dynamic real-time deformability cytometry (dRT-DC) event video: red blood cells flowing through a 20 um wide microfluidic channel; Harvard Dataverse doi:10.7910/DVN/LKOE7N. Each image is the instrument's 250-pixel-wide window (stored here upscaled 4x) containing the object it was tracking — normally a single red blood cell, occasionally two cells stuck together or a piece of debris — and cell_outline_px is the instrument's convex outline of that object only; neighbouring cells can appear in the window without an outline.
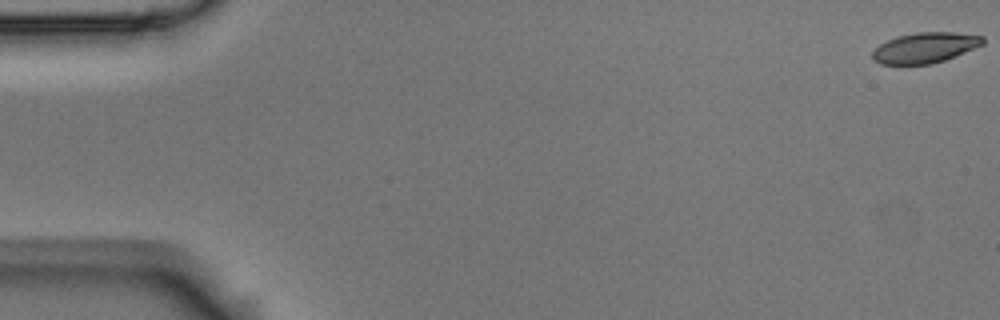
{"species": "Egyptian fruit bat (a non-hibernating species)", "species_latin": "Rousettus aegyptiacus", "temperature_condition": "room temperature", "stored_images_in_passage": 56, "camera_frame_rate_fps": 3000, "um_per_image_px": 0.085, "animal": {"sex": "male"}, "frame": {"image": 1, "passage_image": 1, "time_ms": 0.0, "image_size_px": [1000, 320], "cell_outline_px": [[984, 44], [944, 60], [932, 64], [880, 64], [872, 60], [872, 52], [880, 44], [896, 36], [916, 32], [956, 32], [984, 36]], "centroid_in_image_um": [78.61, 4.05], "position_along_channel_um": 6.4, "area_um2": 19.59}}
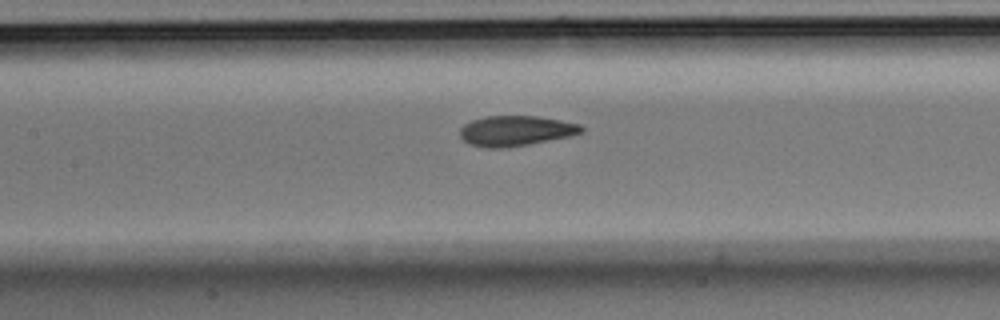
{"frame": {"image": 2, "passage_image": 26, "time_ms": 8.333, "image_size_px": [1000, 320], "cell_outline_px": [[584, 132], [568, 136], [528, 144], [500, 148], [484, 148], [472, 144], [464, 140], [460, 136], [460, 128], [464, 124], [472, 120], [484, 116], [536, 116], [560, 120], [580, 124], [584, 128]], "centroid_in_image_um": [43.82, 11.11], "position_along_channel_um": 163.6, "area_um2": 21.21}}
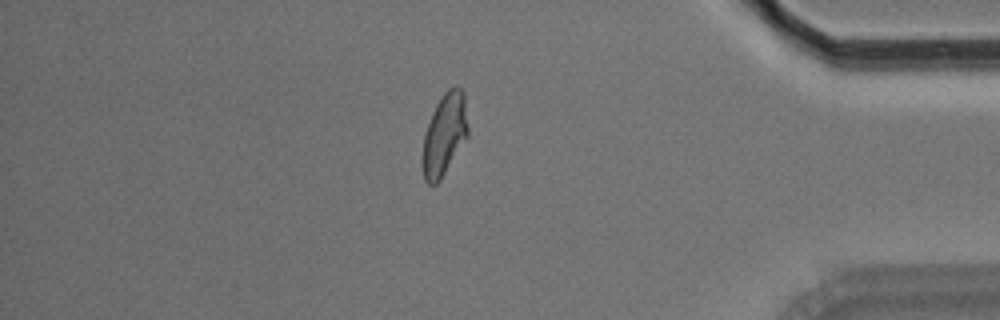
{"frame": {"image": 3, "passage_image": 48, "time_ms": 15.667, "image_size_px": [1000, 320], "cell_outline_px": [[468, 136], [440, 180], [436, 184], [428, 184], [424, 180], [424, 136], [432, 112], [436, 104], [444, 92], [448, 88], [456, 84], [464, 92], [468, 128]], "centroid_in_image_um": [37.81, 11.37], "position_along_channel_um": 397.4, "area_um2": 21.33}, "authors_computed_cell_mechanics": {"area_um2": 21.4727, "velocity_mm_per_s": 3.64, "shape_relaxation_time_tau1_ms": 5.4582, "shape_relaxation_time_tau2_ms": 1.7741, "deformation_change_tau1": 0.1683, "deformation_change_tau2": 0.0728}}